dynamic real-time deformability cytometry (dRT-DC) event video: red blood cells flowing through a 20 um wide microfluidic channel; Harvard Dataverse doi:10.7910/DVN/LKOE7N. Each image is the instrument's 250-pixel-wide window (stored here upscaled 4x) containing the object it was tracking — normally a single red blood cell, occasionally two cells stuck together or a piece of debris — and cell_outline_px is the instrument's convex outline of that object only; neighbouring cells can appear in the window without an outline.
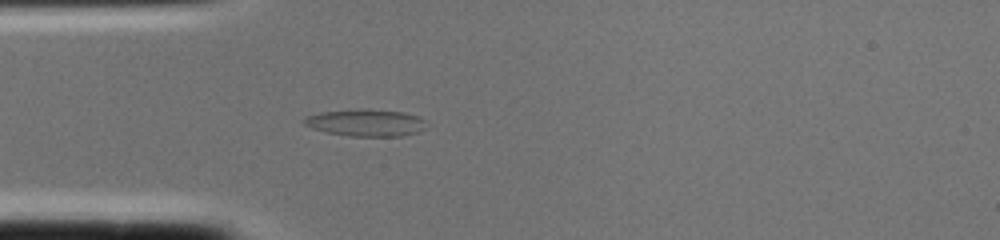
{"species": "common noctule bat (a hibernating species)", "species_latin": "Nyctalus noctula", "temperature_condition": "cold", "stored_images_in_passage": 2, "camera_frame_rate_fps": 3000, "um_per_image_px": 0.085, "animal": {"sex": "female", "body_mass_g": 22.0, "forearm_length_mm": 56.7}, "frame": {"image": 1, "passage_image": 2, "time_ms": 0.333, "image_size_px": [1000, 240], "cell_outline_px": [[424, 120], [420, 132], [400, 136], [348, 136], [324, 132], [312, 128], [304, 124], [304, 120], [308, 116], [320, 112], [404, 112], [420, 116]], "centroid_in_image_um": [31.1, 10.49], "position_along_channel_um": 53.9, "area_um2": 18.03}}